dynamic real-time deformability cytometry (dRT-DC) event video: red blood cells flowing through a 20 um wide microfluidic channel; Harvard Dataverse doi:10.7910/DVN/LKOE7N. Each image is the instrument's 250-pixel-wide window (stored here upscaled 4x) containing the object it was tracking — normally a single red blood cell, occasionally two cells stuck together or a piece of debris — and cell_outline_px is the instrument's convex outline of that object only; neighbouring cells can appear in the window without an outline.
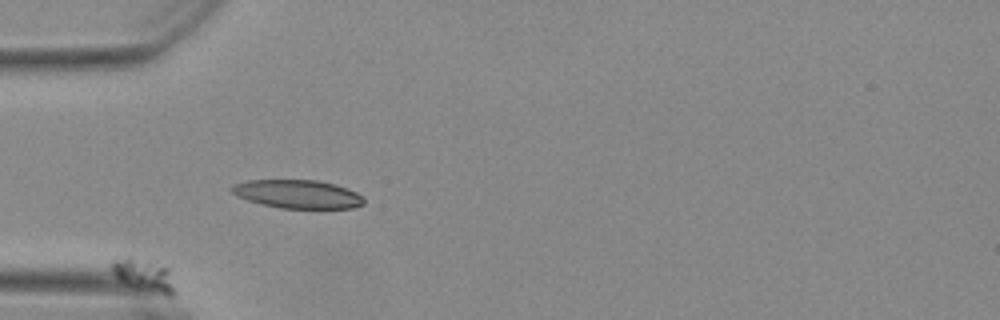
{"species": "Egyptian fruit bat (a non-hibernating species)", "species_latin": "Rousettus aegyptiacus", "temperature_condition": "warm", "stored_images_in_passage": 72, "segment_of_instrument_passage": [2, 2], "camera_frame_rate_fps": 3000, "um_per_image_px": 0.085, "animal": {"sex": "female"}, "frame": {"image": 1, "passage_image": 17, "time_ms": 5.333, "image_size_px": [1000, 320], "cell_outline_px": [[176, 296], [168, 296], [140, 288], [128, 284], [120, 280], [108, 268], [112, 260], [132, 260], [168, 268], [176, 292]], "centroid_in_image_um": [12.26, 23.48], "position_along_channel_um": 72.7, "area_um2": 10.98}}
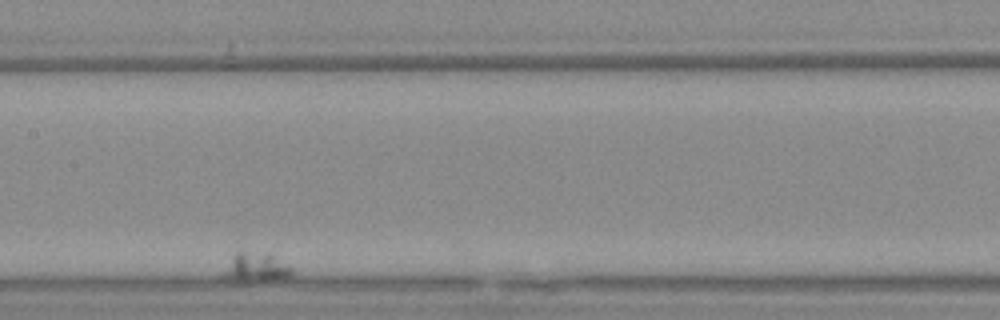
{"frame": {"image": 2, "passage_image": 40, "time_ms": 13.0, "image_size_px": [1000, 320], "cell_outline_px": [[292, 272], [288, 276], [244, 284], [240, 284], [224, 276], [224, 272], [236, 252], [244, 252], [272, 256], [292, 268]], "centroid_in_image_um": [21.71, 22.8], "position_along_channel_um": 185.7, "area_um2": 10.98}}
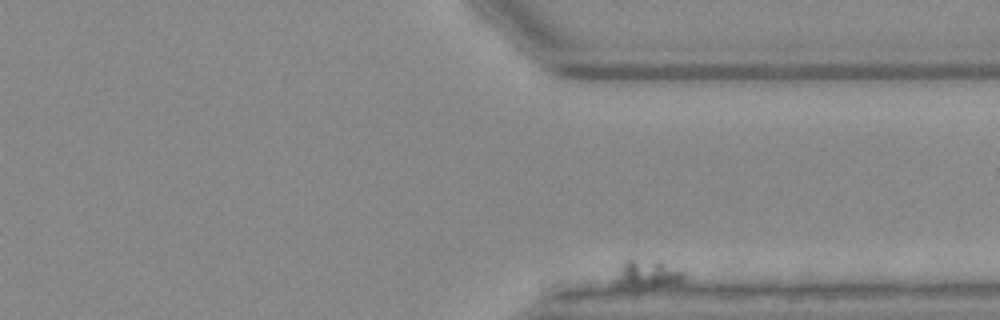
{"frame": {"image": 3, "passage_image": 72, "time_ms": 23.667, "image_size_px": [1000, 320], "cell_outline_px": [[684, 280], [676, 284], [628, 292], [612, 284], [612, 280], [624, 264], [628, 260], [660, 260], [680, 272], [684, 276]], "centroid_in_image_um": [54.92, 23.41], "position_along_channel_um": 356.5, "area_um2": 11.85}}